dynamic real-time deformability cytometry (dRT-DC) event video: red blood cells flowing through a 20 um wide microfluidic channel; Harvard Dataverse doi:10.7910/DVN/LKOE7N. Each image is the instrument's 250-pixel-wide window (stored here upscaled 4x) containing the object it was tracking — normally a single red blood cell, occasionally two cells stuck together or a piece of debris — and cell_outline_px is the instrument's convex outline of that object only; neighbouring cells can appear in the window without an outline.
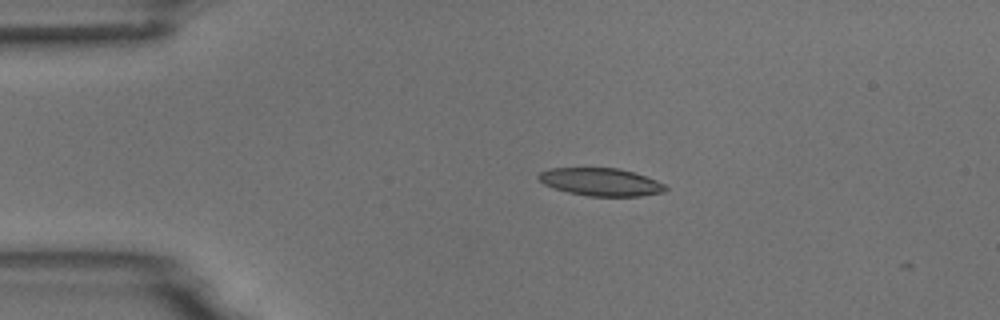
{"species": "common noctule bat (a hibernating species)", "species_latin": "Nyctalus noctula", "temperature_condition": "room temperature", "stored_images_in_passage": 7, "camera_frame_rate_fps": 3000, "um_per_image_px": 0.085, "animal": {"sex": "male", "body_mass_g": 18.8}, "frame": {"image": 1, "passage_image": 2, "time_ms": 0.333, "image_size_px": [1000, 320], "cell_outline_px": [[668, 188], [664, 192], [640, 196], [588, 196], [568, 192], [544, 184], [536, 176], [540, 172], [548, 168], [616, 168], [632, 172], [656, 180], [664, 184]], "centroid_in_image_um": [51.06, 15.47], "position_along_channel_um": 33.9, "area_um2": 20.35}}